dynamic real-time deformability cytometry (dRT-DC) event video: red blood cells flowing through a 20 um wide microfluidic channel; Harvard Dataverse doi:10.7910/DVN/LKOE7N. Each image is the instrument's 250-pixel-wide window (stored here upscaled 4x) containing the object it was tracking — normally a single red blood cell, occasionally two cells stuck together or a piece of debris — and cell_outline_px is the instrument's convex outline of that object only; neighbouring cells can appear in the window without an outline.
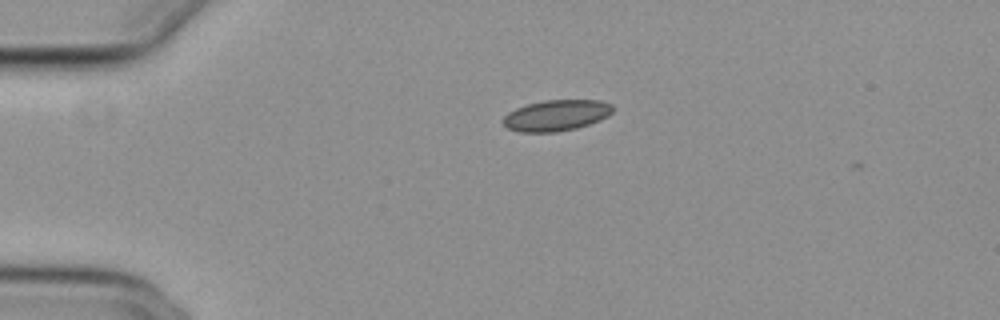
{"species": "common noctule bat (a hibernating species)", "species_latin": "Nyctalus noctula", "temperature_condition": "cold", "stored_images_in_passage": 43, "camera_frame_rate_fps": 3000, "um_per_image_px": 0.085, "animal": {"sex": "female", "body_mass_g": 29.2, "forearm_length_mm": 56.3}, "frame": {"image": 1, "passage_image": 1, "time_ms": 0.0, "image_size_px": [1000, 320], "cell_outline_px": [[616, 108], [608, 116], [600, 120], [576, 128], [556, 132], [520, 132], [508, 128], [500, 120], [508, 112], [516, 108], [528, 104], [544, 100], [600, 100], [612, 104]], "centroid_in_image_um": [47.3, 9.8], "position_along_channel_um": 37.7, "area_um2": 19.94}}
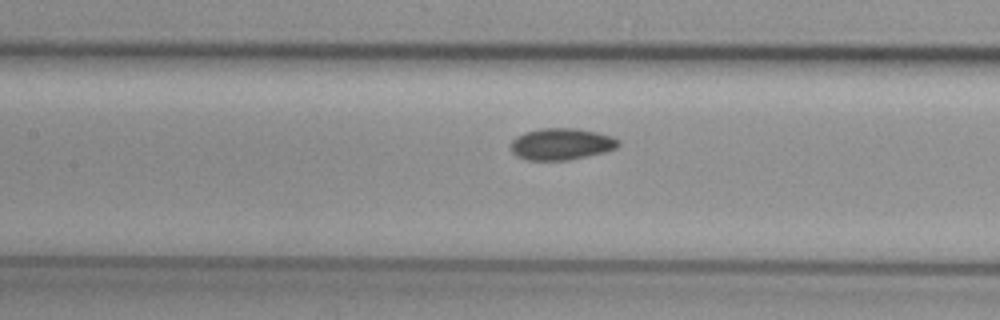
{"frame": {"image": 2, "passage_image": 14, "time_ms": 4.333, "image_size_px": [1000, 320], "cell_outline_px": [[620, 144], [616, 148], [604, 152], [568, 160], [528, 160], [516, 156], [512, 152], [512, 140], [516, 136], [524, 132], [540, 128], [576, 128], [596, 132], [612, 136], [620, 140]], "centroid_in_image_um": [47.71, 12.23], "position_along_channel_um": 159.7, "area_um2": 19.88}}
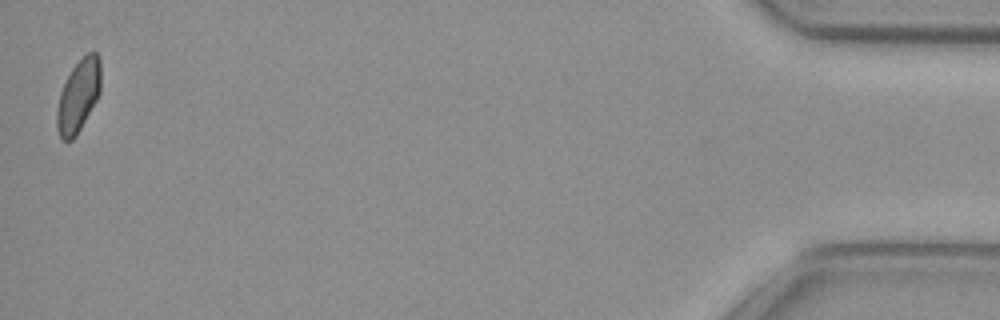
{"frame": {"image": 3, "passage_image": 43, "time_ms": 14.0, "image_size_px": [1000, 320], "cell_outline_px": [[100, 92], [96, 100], [76, 136], [72, 140], [60, 140], [56, 128], [56, 112], [60, 92], [72, 68], [88, 52], [96, 52], [100, 56]], "centroid_in_image_um": [6.65, 8.17], "position_along_channel_um": 428.6, "area_um2": 18.44}, "authors_computed_cell_mechanics": {"area_um2": 19.4786, "velocity_mm_per_s": 3.7448, "shape_relaxation_time_tau1_ms": 6.2791, "shape_relaxation_time_tau2_ms": 5.6519, "deformation_change_tau1": 0.0852, "deformation_change_tau2": 0.0761}}